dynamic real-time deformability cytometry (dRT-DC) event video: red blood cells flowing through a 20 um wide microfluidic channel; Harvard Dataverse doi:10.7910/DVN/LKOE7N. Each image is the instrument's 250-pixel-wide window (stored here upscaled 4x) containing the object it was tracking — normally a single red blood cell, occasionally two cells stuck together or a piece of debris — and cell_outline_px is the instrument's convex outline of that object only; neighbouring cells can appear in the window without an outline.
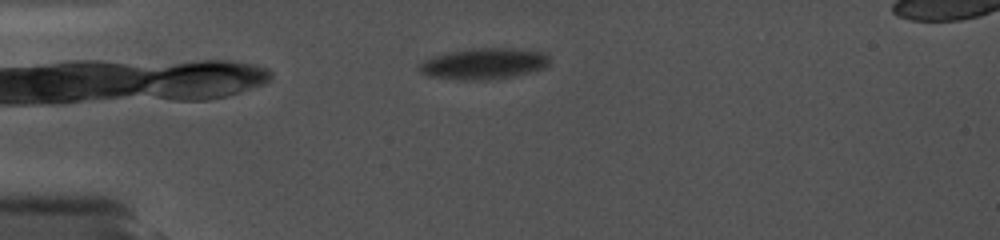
{"species": "common noctule bat (a hibernating species)", "species_latin": "Nyctalus noctula", "temperature_condition": "cold", "stored_images_in_passage": 14, "camera_frame_rate_fps": 5000, "um_per_image_px": 0.085, "animal": {"sex": "female", "body_mass_g": 19.0, "forearm_length_mm": 56.7}, "frame": {"image": 1, "passage_image": 2, "time_ms": 0.8, "image_size_px": [1000, 240], "cell_outline_px": [[552, 60], [544, 68], [496, 80], [456, 80], [428, 76], [420, 72], [420, 64], [424, 60], [432, 56], [448, 52], [468, 48], [512, 48], [544, 52]], "centroid_in_image_um": [41.12, 5.41], "position_along_channel_um": 43.9, "area_um2": 23.87}}
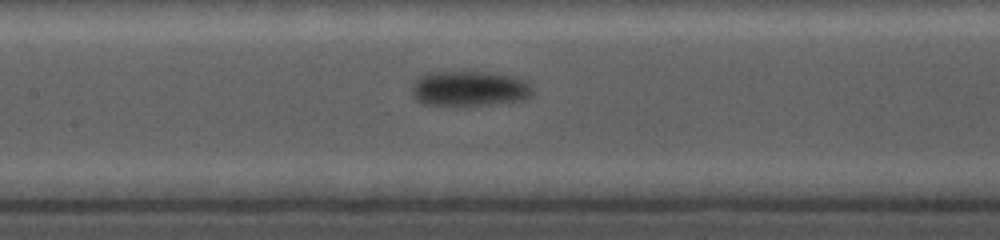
{"frame": {"image": 2, "passage_image": 8, "time_ms": 5.2, "image_size_px": [1000, 240], "cell_outline_px": [[532, 96], [524, 100], [452, 108], [424, 104], [416, 100], [412, 96], [412, 80], [428, 72], [464, 68], [492, 72], [516, 76], [528, 80], [532, 88]], "centroid_in_image_um": [39.85, 7.5], "position_along_channel_um": 167.5, "area_um2": 26.76}}
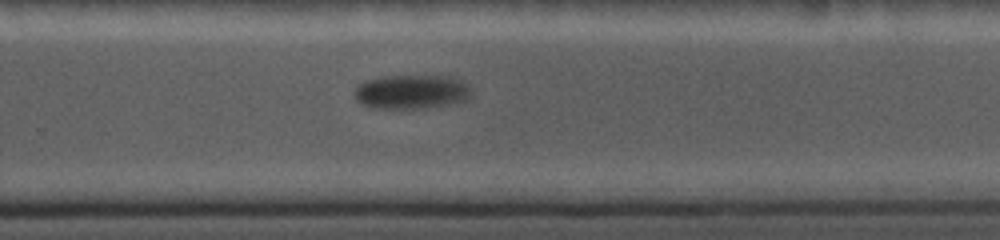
{"frame": {"image": 3, "passage_image": 14, "time_ms": 8.8, "image_size_px": [1000, 240], "cell_outline_px": [[468, 96], [464, 100], [448, 104], [424, 108], [368, 108], [360, 104], [356, 100], [352, 92], [360, 84], [368, 80], [384, 76], [444, 76], [460, 80], [468, 84]], "centroid_in_image_um": [34.88, 7.81], "position_along_channel_um": 294.9, "area_um2": 23.0}}